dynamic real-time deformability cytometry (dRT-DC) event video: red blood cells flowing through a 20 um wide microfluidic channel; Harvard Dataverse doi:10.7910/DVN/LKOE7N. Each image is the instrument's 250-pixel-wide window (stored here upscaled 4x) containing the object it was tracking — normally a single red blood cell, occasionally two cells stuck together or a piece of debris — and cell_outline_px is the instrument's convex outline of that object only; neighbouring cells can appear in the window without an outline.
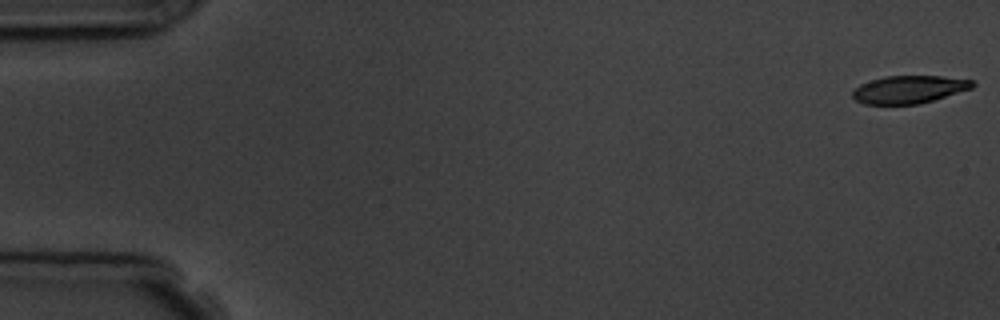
{"species": "common noctule bat (a hibernating species)", "species_latin": "Nyctalus noctula", "temperature_condition": "room temperature", "stored_images_in_passage": 5, "camera_frame_rate_fps": 3000, "um_per_image_px": 0.085, "animal": {"sex": "male", "body_mass_g": 19.5, "forearm_length_mm": 54.6}, "frame": {"image": 1, "passage_image": 1, "time_ms": 0.0, "image_size_px": [1000, 320], "cell_outline_px": [[976, 84], [972, 88], [920, 104], [864, 104], [856, 100], [852, 96], [852, 92], [860, 84], [884, 76], [944, 76], [972, 80]], "centroid_in_image_um": [77.27, 7.6], "position_along_channel_um": 7.7, "area_um2": 19.31}}
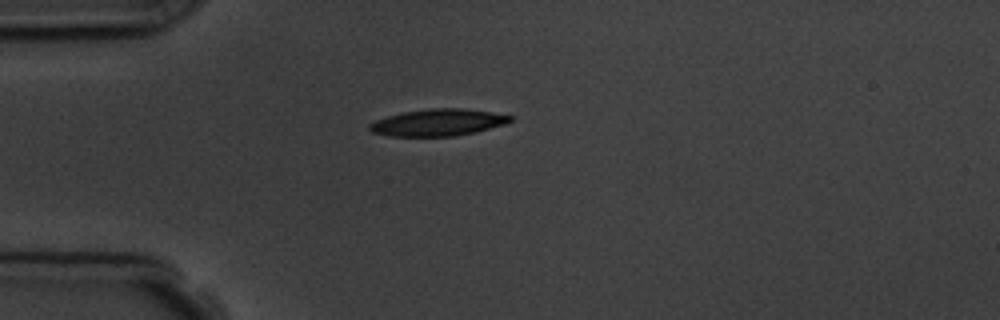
{"frame": {"image": 2, "passage_image": 5, "time_ms": 4.667, "image_size_px": [1000, 320], "cell_outline_px": [[512, 120], [504, 124], [476, 132], [452, 136], [388, 136], [372, 132], [368, 128], [368, 124], [376, 120], [388, 116], [404, 112], [432, 108], [460, 108], [488, 112], [512, 116]], "centroid_in_image_um": [37.19, 10.42], "position_along_channel_um": 47.8, "area_um2": 21.73}}